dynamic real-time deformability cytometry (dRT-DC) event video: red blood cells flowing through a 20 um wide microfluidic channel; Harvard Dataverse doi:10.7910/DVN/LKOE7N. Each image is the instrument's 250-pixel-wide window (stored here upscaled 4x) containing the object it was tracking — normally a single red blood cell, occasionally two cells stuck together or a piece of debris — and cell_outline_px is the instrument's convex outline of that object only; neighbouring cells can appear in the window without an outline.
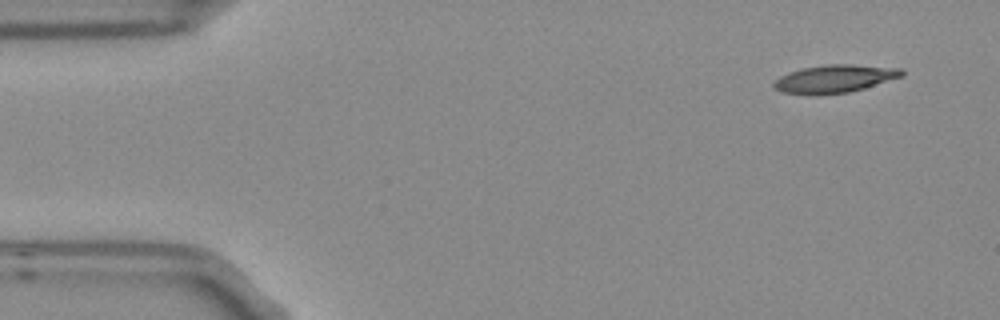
{"species": "Egyptian fruit bat (a non-hibernating species)", "species_latin": "Rousettus aegyptiacus", "temperature_condition": "room temperature", "stored_images_in_passage": 4, "camera_frame_rate_fps": 3000, "um_per_image_px": 0.085, "frame": {"image": 1, "passage_image": 1, "time_ms": 0.0, "image_size_px": [1000, 320], "cell_outline_px": [[904, 76], [864, 88], [848, 92], [784, 92], [772, 88], [772, 84], [780, 76], [788, 72], [804, 68], [828, 64], [852, 64], [904, 68]], "centroid_in_image_um": [71.03, 6.64], "position_along_channel_um": 14.0, "area_um2": 20.11}}
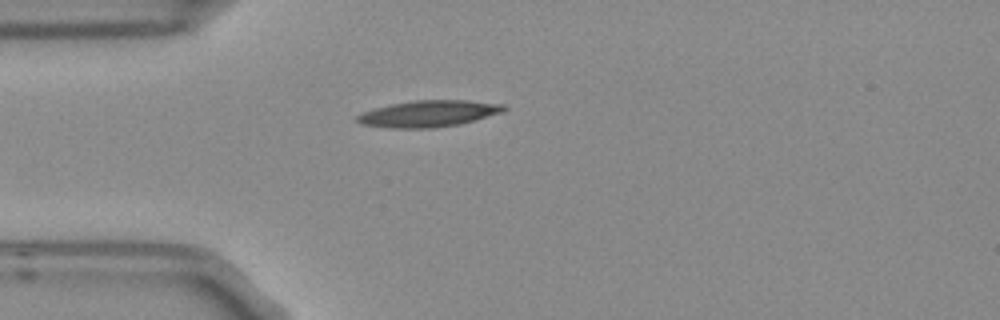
{"frame": {"image": 2, "passage_image": 4, "time_ms": 1.0, "image_size_px": [1000, 320], "cell_outline_px": [[508, 108], [504, 112], [476, 120], [460, 124], [432, 128], [388, 128], [360, 124], [356, 120], [356, 116], [372, 108], [392, 104], [416, 100], [468, 100], [504, 104]], "centroid_in_image_um": [36.46, 9.66], "position_along_channel_um": 48.5, "area_um2": 22.83}}